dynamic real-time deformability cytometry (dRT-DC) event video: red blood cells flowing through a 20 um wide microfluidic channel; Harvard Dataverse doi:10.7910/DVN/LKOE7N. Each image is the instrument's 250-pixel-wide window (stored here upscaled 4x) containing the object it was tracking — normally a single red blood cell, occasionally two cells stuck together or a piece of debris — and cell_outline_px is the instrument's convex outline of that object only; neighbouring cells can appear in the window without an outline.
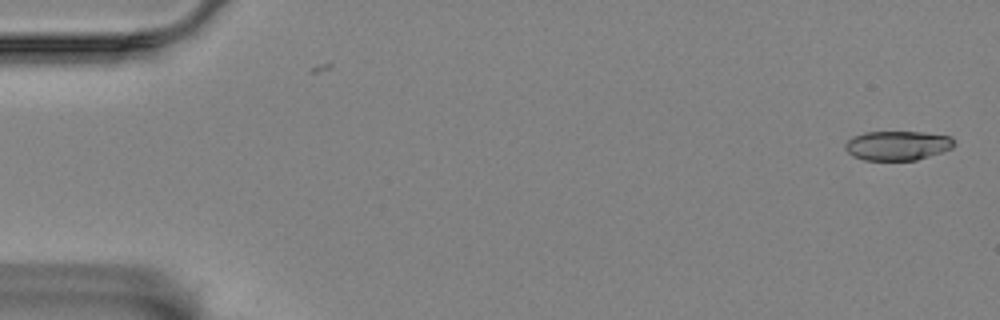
{"species": "Egyptian fruit bat (a non-hibernating species)", "species_latin": "Rousettus aegyptiacus", "temperature_condition": "room temperature", "stored_images_in_passage": 57, "camera_frame_rate_fps": 3000, "um_per_image_px": 0.085, "animal": {"sex": "female"}, "frame": {"image": 1, "passage_image": 1, "time_ms": 0.0, "image_size_px": [1000, 320], "cell_outline_px": [[956, 144], [952, 148], [916, 160], [864, 160], [852, 156], [844, 148], [844, 144], [852, 136], [864, 132], [924, 132], [952, 136], [956, 140]], "centroid_in_image_um": [76.29, 12.36], "position_along_channel_um": 8.7, "area_um2": 18.84}}
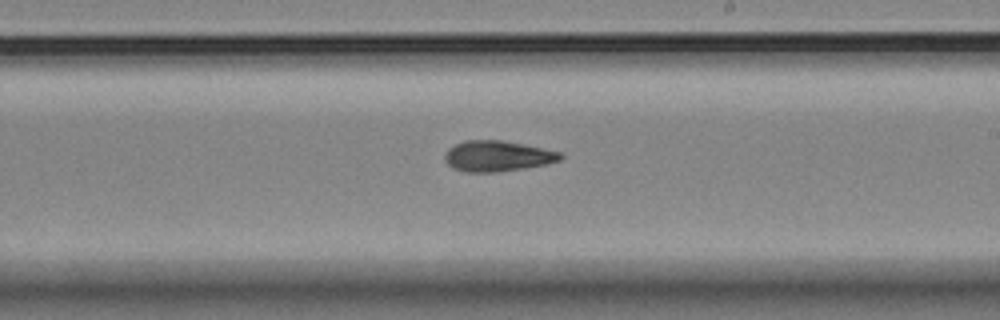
{"frame": {"image": 2, "passage_image": 33, "time_ms": 10.667, "image_size_px": [1000, 320], "cell_outline_px": [[564, 156], [560, 160], [548, 164], [524, 168], [496, 172], [464, 172], [452, 168], [444, 160], [444, 156], [448, 148], [464, 140], [504, 140], [560, 152]], "centroid_in_image_um": [42.26, 13.27], "position_along_channel_um": 246.7, "area_um2": 20.75}}
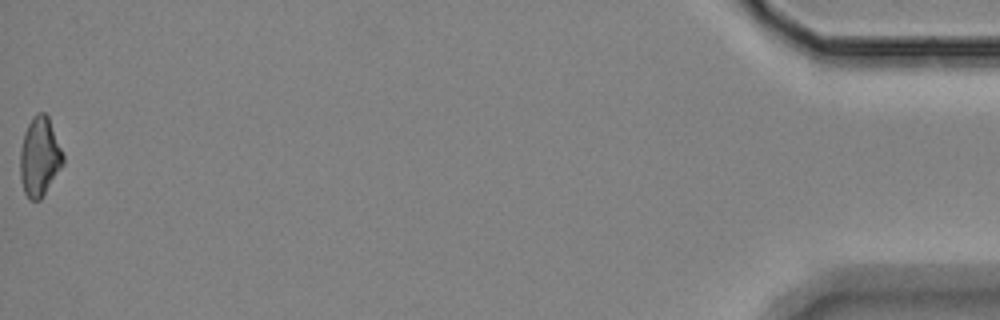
{"frame": {"image": 3, "passage_image": 57, "time_ms": 18.667, "image_size_px": [1000, 320], "cell_outline_px": [[64, 164], [40, 200], [32, 200], [24, 192], [20, 180], [20, 148], [24, 132], [32, 116], [36, 112], [44, 112], [48, 116], [64, 156]], "centroid_in_image_um": [3.36, 13.31], "position_along_channel_um": 431.8, "area_um2": 19.83}, "authors_computed_cell_mechanics": {"area_um2": 20.0566, "velocity_mm_per_s": 3.4887, "shape_relaxation_time_tau1_ms": null, "shape_relaxation_time_tau2_ms": 5.4626, "deformation_change_tau1": null, "deformation_change_tau2": 0.133}}